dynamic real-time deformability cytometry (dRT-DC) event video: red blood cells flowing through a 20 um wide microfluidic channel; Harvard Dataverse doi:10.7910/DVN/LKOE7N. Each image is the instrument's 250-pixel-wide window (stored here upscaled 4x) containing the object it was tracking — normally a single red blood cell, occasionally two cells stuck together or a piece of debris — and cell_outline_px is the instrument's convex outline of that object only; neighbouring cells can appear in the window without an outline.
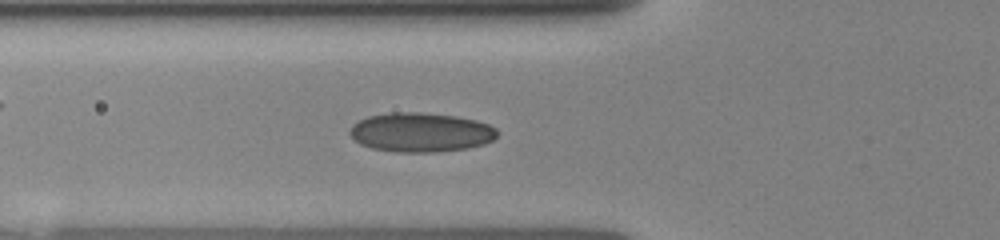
{"species": "human", "species_latin": "Homo sapiens", "temperature_condition": "room temperature", "stored_images_in_passage": 25, "camera_frame_rate_fps": 3000, "um_per_image_px": 0.085, "donor": {"sex": "female"}, "frame": {"image": 1, "passage_image": 6, "time_ms": 2.667, "image_size_px": [1000, 240], "cell_outline_px": [[496, 136], [492, 140], [484, 144], [468, 148], [436, 152], [396, 152], [372, 148], [360, 144], [348, 132], [352, 124], [368, 116], [392, 112], [420, 112], [456, 116], [476, 120], [488, 124], [496, 128]], "centroid_in_image_um": [35.75, 11.24], "position_along_channel_um": 90.0, "area_um2": 33.76}}
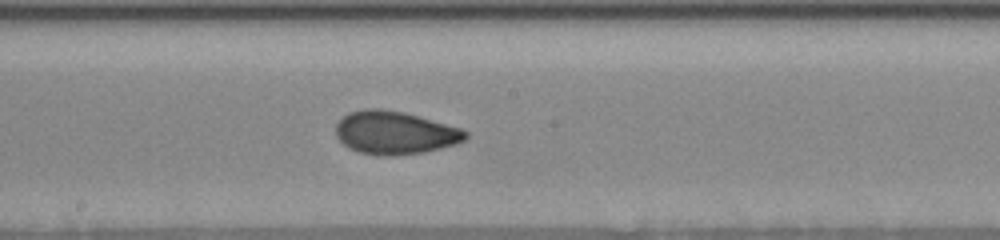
{"frame": {"image": 2, "passage_image": 12, "time_ms": 5.667, "image_size_px": [1000, 240], "cell_outline_px": [[468, 136], [464, 140], [456, 144], [424, 152], [392, 156], [380, 156], [360, 152], [348, 148], [336, 136], [336, 124], [348, 112], [364, 108], [380, 108], [404, 112], [460, 128], [468, 132]], "centroid_in_image_um": [33.54, 11.28], "position_along_channel_um": 214.7, "area_um2": 32.54}}
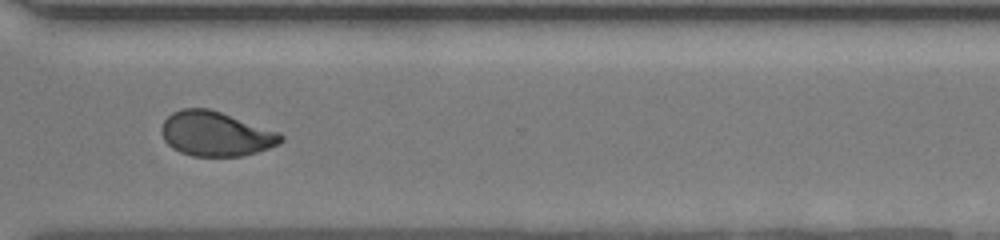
{"frame": {"image": 3, "passage_image": 19, "time_ms": 9.0, "image_size_px": [1000, 240], "cell_outline_px": [[284, 140], [280, 144], [256, 152], [240, 156], [192, 156], [180, 152], [172, 148], [164, 140], [160, 132], [160, 128], [164, 120], [172, 112], [180, 108], [208, 108], [280, 132], [284, 136]], "centroid_in_image_um": [18.32, 11.37], "position_along_channel_um": 352.3, "area_um2": 31.15}}